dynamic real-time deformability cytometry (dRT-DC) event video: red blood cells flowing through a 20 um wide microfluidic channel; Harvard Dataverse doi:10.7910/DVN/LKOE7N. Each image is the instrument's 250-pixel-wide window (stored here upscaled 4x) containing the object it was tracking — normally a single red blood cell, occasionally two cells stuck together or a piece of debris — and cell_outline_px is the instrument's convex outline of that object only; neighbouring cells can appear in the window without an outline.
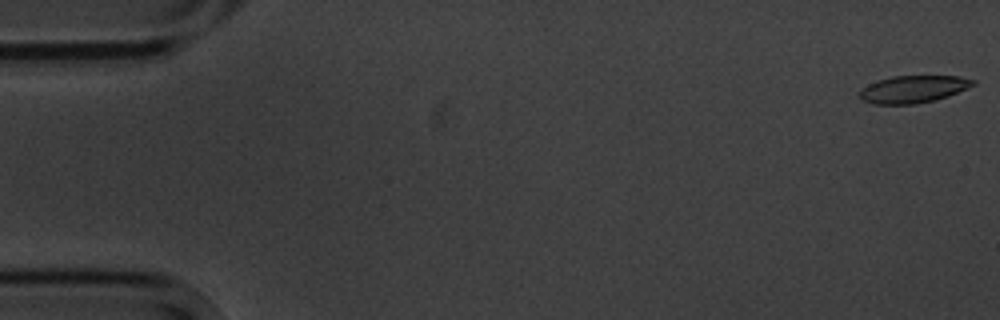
{"species": "common noctule bat (a hibernating species)", "species_latin": "Nyctalus noctula", "temperature_condition": "cold", "stored_images_in_passage": 5, "camera_frame_rate_fps": 3000, "um_per_image_px": 0.085, "animal": {"sex": "male", "body_mass_g": 20.1, "forearm_length_mm": 53.5}, "frame": {"image": 1, "passage_image": 1, "time_ms": 0.0, "image_size_px": [1000, 320], "cell_outline_px": [[976, 84], [948, 96], [916, 104], [872, 104], [856, 96], [868, 84], [892, 76], [960, 76], [976, 80]], "centroid_in_image_um": [77.63, 7.58], "position_along_channel_um": 7.4, "area_um2": 17.92}}
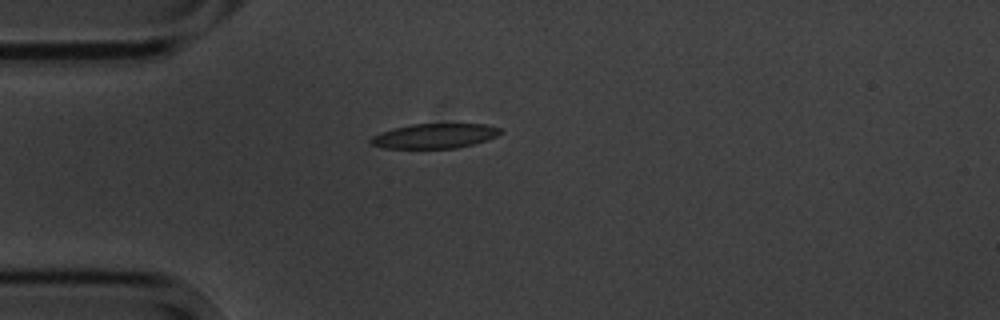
{"frame": {"image": 2, "passage_image": 5, "time_ms": 4.667, "image_size_px": [1000, 320], "cell_outline_px": [[504, 132], [488, 140], [456, 148], [384, 148], [368, 144], [368, 140], [372, 136], [392, 128], [412, 124], [484, 124], [500, 128]], "centroid_in_image_um": [36.92, 11.55], "position_along_channel_um": 48.1, "area_um2": 18.79}}